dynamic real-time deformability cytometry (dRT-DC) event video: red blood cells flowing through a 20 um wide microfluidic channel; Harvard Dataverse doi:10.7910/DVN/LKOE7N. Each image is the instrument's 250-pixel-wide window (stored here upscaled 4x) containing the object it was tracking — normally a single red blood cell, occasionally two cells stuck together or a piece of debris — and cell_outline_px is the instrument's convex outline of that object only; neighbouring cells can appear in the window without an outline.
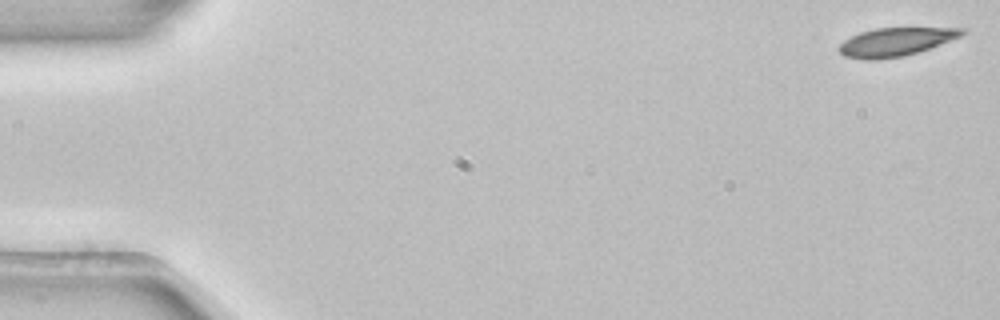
{"species": "common noctule bat (a hibernating species)", "species_latin": "Nyctalus noctula", "temperature_condition": "room temperature", "stored_images_in_passage": 10, "camera_frame_rate_fps": 3000, "um_per_image_px": 0.085, "animal": {"sex": "female", "body_mass_g": 22.7, "forearm_length_mm": 54.2}, "frame": {"image": 1, "passage_image": 1, "time_ms": 0.0, "image_size_px": [1000, 320], "cell_outline_px": [[964, 32], [960, 36], [928, 48], [916, 52], [900, 56], [876, 60], [864, 60], [844, 56], [836, 48], [844, 40], [860, 32], [876, 28], [964, 28]], "centroid_in_image_um": [76.04, 3.56], "position_along_channel_um": 9.0, "area_um2": 19.94}}